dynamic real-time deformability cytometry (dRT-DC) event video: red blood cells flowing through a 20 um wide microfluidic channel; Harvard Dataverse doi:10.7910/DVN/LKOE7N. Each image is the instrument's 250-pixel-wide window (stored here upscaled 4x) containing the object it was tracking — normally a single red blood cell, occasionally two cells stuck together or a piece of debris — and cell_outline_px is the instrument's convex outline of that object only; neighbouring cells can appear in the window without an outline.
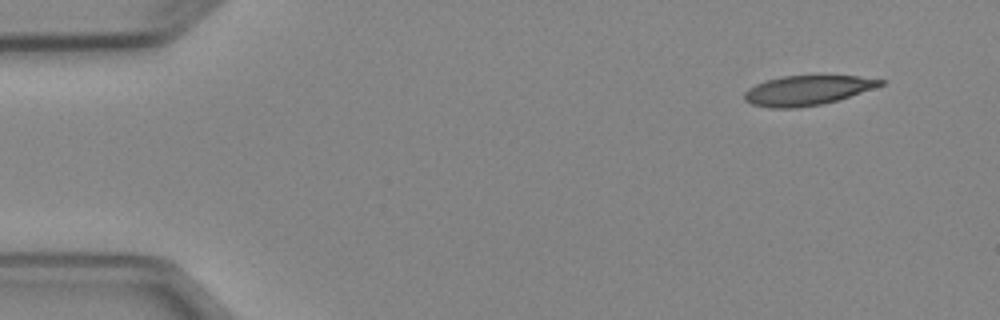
{"species": "Egyptian fruit bat (a non-hibernating species)", "species_latin": "Rousettus aegyptiacus", "temperature_condition": "cold", "stored_images_in_passage": 3, "camera_frame_rate_fps": 3000, "um_per_image_px": 0.085, "animal": {"sex": "female"}, "frame": {"image": 1, "passage_image": 1, "time_ms": 0.0, "image_size_px": [1000, 320], "cell_outline_px": [[884, 84], [836, 100], [820, 104], [796, 108], [768, 108], [752, 104], [744, 100], [744, 92], [748, 88], [756, 84], [768, 80], [784, 76], [856, 76], [884, 80]], "centroid_in_image_um": [68.54, 7.69], "position_along_channel_um": 16.5, "area_um2": 23.06}}